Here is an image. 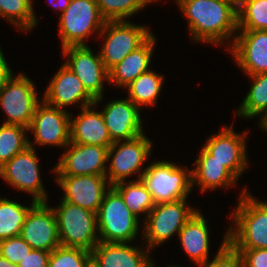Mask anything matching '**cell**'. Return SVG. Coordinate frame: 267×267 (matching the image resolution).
Returning <instances> with one entry per match:
<instances>
[{
    "instance_id": "8fae6325",
    "label": "cell",
    "mask_w": 267,
    "mask_h": 267,
    "mask_svg": "<svg viewBox=\"0 0 267 267\" xmlns=\"http://www.w3.org/2000/svg\"><path fill=\"white\" fill-rule=\"evenodd\" d=\"M62 55L66 59L64 64L80 79L86 92L95 100L96 107L104 99V81L109 82V71L99 52L94 54L88 45L68 46L62 48Z\"/></svg>"
},
{
    "instance_id": "d4e9b609",
    "label": "cell",
    "mask_w": 267,
    "mask_h": 267,
    "mask_svg": "<svg viewBox=\"0 0 267 267\" xmlns=\"http://www.w3.org/2000/svg\"><path fill=\"white\" fill-rule=\"evenodd\" d=\"M203 214L198 210L183 226L177 237L186 255L195 265L209 259V228Z\"/></svg>"
},
{
    "instance_id": "60d3db41",
    "label": "cell",
    "mask_w": 267,
    "mask_h": 267,
    "mask_svg": "<svg viewBox=\"0 0 267 267\" xmlns=\"http://www.w3.org/2000/svg\"><path fill=\"white\" fill-rule=\"evenodd\" d=\"M0 267H18V264H14L0 255Z\"/></svg>"
},
{
    "instance_id": "836d02e7",
    "label": "cell",
    "mask_w": 267,
    "mask_h": 267,
    "mask_svg": "<svg viewBox=\"0 0 267 267\" xmlns=\"http://www.w3.org/2000/svg\"><path fill=\"white\" fill-rule=\"evenodd\" d=\"M91 261V252L60 245L51 252L48 267H88Z\"/></svg>"
},
{
    "instance_id": "f35d334b",
    "label": "cell",
    "mask_w": 267,
    "mask_h": 267,
    "mask_svg": "<svg viewBox=\"0 0 267 267\" xmlns=\"http://www.w3.org/2000/svg\"><path fill=\"white\" fill-rule=\"evenodd\" d=\"M7 62L0 46V91L14 74Z\"/></svg>"
},
{
    "instance_id": "4fadbf2b",
    "label": "cell",
    "mask_w": 267,
    "mask_h": 267,
    "mask_svg": "<svg viewBox=\"0 0 267 267\" xmlns=\"http://www.w3.org/2000/svg\"><path fill=\"white\" fill-rule=\"evenodd\" d=\"M70 114L66 108H55L42 101L28 128L34 134V143L65 148L70 143Z\"/></svg>"
},
{
    "instance_id": "d6986e66",
    "label": "cell",
    "mask_w": 267,
    "mask_h": 267,
    "mask_svg": "<svg viewBox=\"0 0 267 267\" xmlns=\"http://www.w3.org/2000/svg\"><path fill=\"white\" fill-rule=\"evenodd\" d=\"M103 108L100 112L113 142L131 140L145 133L141 110L130 99L112 100Z\"/></svg>"
},
{
    "instance_id": "2e32d148",
    "label": "cell",
    "mask_w": 267,
    "mask_h": 267,
    "mask_svg": "<svg viewBox=\"0 0 267 267\" xmlns=\"http://www.w3.org/2000/svg\"><path fill=\"white\" fill-rule=\"evenodd\" d=\"M56 177L57 184L64 192L61 200L88 209L94 213L98 212L106 192L111 187L106 176L57 175Z\"/></svg>"
},
{
    "instance_id": "7bdbcfd3",
    "label": "cell",
    "mask_w": 267,
    "mask_h": 267,
    "mask_svg": "<svg viewBox=\"0 0 267 267\" xmlns=\"http://www.w3.org/2000/svg\"><path fill=\"white\" fill-rule=\"evenodd\" d=\"M51 1H53L52 3H51ZM57 0H50V3H48L49 5H51L52 7H54V2H56Z\"/></svg>"
},
{
    "instance_id": "ba28073f",
    "label": "cell",
    "mask_w": 267,
    "mask_h": 267,
    "mask_svg": "<svg viewBox=\"0 0 267 267\" xmlns=\"http://www.w3.org/2000/svg\"><path fill=\"white\" fill-rule=\"evenodd\" d=\"M148 28L145 25H136L129 20L105 22L102 31L98 34L105 38L99 54L108 71L153 35Z\"/></svg>"
},
{
    "instance_id": "7a4b0ae2",
    "label": "cell",
    "mask_w": 267,
    "mask_h": 267,
    "mask_svg": "<svg viewBox=\"0 0 267 267\" xmlns=\"http://www.w3.org/2000/svg\"><path fill=\"white\" fill-rule=\"evenodd\" d=\"M239 196L229 217L233 225L227 231L228 242L235 249L267 248V201L251 196L246 187Z\"/></svg>"
},
{
    "instance_id": "603a6c76",
    "label": "cell",
    "mask_w": 267,
    "mask_h": 267,
    "mask_svg": "<svg viewBox=\"0 0 267 267\" xmlns=\"http://www.w3.org/2000/svg\"><path fill=\"white\" fill-rule=\"evenodd\" d=\"M193 165L192 186H199L202 193L217 188L229 189L238 181L223 163L214 160L204 147L201 148L199 157Z\"/></svg>"
},
{
    "instance_id": "f6af8a7d",
    "label": "cell",
    "mask_w": 267,
    "mask_h": 267,
    "mask_svg": "<svg viewBox=\"0 0 267 267\" xmlns=\"http://www.w3.org/2000/svg\"><path fill=\"white\" fill-rule=\"evenodd\" d=\"M153 267H156V265H154ZM167 267H181V266H176V265H169V266H167Z\"/></svg>"
},
{
    "instance_id": "7402d4cb",
    "label": "cell",
    "mask_w": 267,
    "mask_h": 267,
    "mask_svg": "<svg viewBox=\"0 0 267 267\" xmlns=\"http://www.w3.org/2000/svg\"><path fill=\"white\" fill-rule=\"evenodd\" d=\"M94 106L93 103L81 108V113L75 116V119L70 114V142L109 148L113 141L103 115L100 111H95Z\"/></svg>"
},
{
    "instance_id": "277c9868",
    "label": "cell",
    "mask_w": 267,
    "mask_h": 267,
    "mask_svg": "<svg viewBox=\"0 0 267 267\" xmlns=\"http://www.w3.org/2000/svg\"><path fill=\"white\" fill-rule=\"evenodd\" d=\"M58 205L52 209L57 220L60 245L91 252L100 242L96 213L64 200Z\"/></svg>"
},
{
    "instance_id": "f1b7e54d",
    "label": "cell",
    "mask_w": 267,
    "mask_h": 267,
    "mask_svg": "<svg viewBox=\"0 0 267 267\" xmlns=\"http://www.w3.org/2000/svg\"><path fill=\"white\" fill-rule=\"evenodd\" d=\"M36 203L32 200L30 207H27L14 200L0 197V241L20 236L25 218Z\"/></svg>"
},
{
    "instance_id": "74e56055",
    "label": "cell",
    "mask_w": 267,
    "mask_h": 267,
    "mask_svg": "<svg viewBox=\"0 0 267 267\" xmlns=\"http://www.w3.org/2000/svg\"><path fill=\"white\" fill-rule=\"evenodd\" d=\"M51 252L32 249L19 263L18 267H48Z\"/></svg>"
},
{
    "instance_id": "5b68a950",
    "label": "cell",
    "mask_w": 267,
    "mask_h": 267,
    "mask_svg": "<svg viewBox=\"0 0 267 267\" xmlns=\"http://www.w3.org/2000/svg\"><path fill=\"white\" fill-rule=\"evenodd\" d=\"M141 181L155 204L185 199L193 189L192 170L165 160L149 164Z\"/></svg>"
},
{
    "instance_id": "ee69618b",
    "label": "cell",
    "mask_w": 267,
    "mask_h": 267,
    "mask_svg": "<svg viewBox=\"0 0 267 267\" xmlns=\"http://www.w3.org/2000/svg\"><path fill=\"white\" fill-rule=\"evenodd\" d=\"M88 267H98V266H96V265L91 261V263L89 264Z\"/></svg>"
},
{
    "instance_id": "8d00e7d4",
    "label": "cell",
    "mask_w": 267,
    "mask_h": 267,
    "mask_svg": "<svg viewBox=\"0 0 267 267\" xmlns=\"http://www.w3.org/2000/svg\"><path fill=\"white\" fill-rule=\"evenodd\" d=\"M236 250L241 255L243 267H267V248Z\"/></svg>"
},
{
    "instance_id": "7c38bea8",
    "label": "cell",
    "mask_w": 267,
    "mask_h": 267,
    "mask_svg": "<svg viewBox=\"0 0 267 267\" xmlns=\"http://www.w3.org/2000/svg\"><path fill=\"white\" fill-rule=\"evenodd\" d=\"M32 143L29 140L25 150L0 167V177L18 191L32 195V200L47 202L48 194L40 177L38 155Z\"/></svg>"
},
{
    "instance_id": "30bf717a",
    "label": "cell",
    "mask_w": 267,
    "mask_h": 267,
    "mask_svg": "<svg viewBox=\"0 0 267 267\" xmlns=\"http://www.w3.org/2000/svg\"><path fill=\"white\" fill-rule=\"evenodd\" d=\"M33 81L22 72L13 75L0 91V106L6 113V124L21 125L29 128L36 107L43 101Z\"/></svg>"
},
{
    "instance_id": "e575fe53",
    "label": "cell",
    "mask_w": 267,
    "mask_h": 267,
    "mask_svg": "<svg viewBox=\"0 0 267 267\" xmlns=\"http://www.w3.org/2000/svg\"><path fill=\"white\" fill-rule=\"evenodd\" d=\"M198 267H243L240 253L228 242V232H225L223 242L212 261L207 260Z\"/></svg>"
},
{
    "instance_id": "484cf974",
    "label": "cell",
    "mask_w": 267,
    "mask_h": 267,
    "mask_svg": "<svg viewBox=\"0 0 267 267\" xmlns=\"http://www.w3.org/2000/svg\"><path fill=\"white\" fill-rule=\"evenodd\" d=\"M164 76L156 73L155 70H149L139 75L126 89L128 99H130L140 109L142 107H151L157 103L163 87Z\"/></svg>"
},
{
    "instance_id": "d6a6232c",
    "label": "cell",
    "mask_w": 267,
    "mask_h": 267,
    "mask_svg": "<svg viewBox=\"0 0 267 267\" xmlns=\"http://www.w3.org/2000/svg\"><path fill=\"white\" fill-rule=\"evenodd\" d=\"M106 21L128 20L147 5L159 0H96Z\"/></svg>"
},
{
    "instance_id": "cb8c5ba5",
    "label": "cell",
    "mask_w": 267,
    "mask_h": 267,
    "mask_svg": "<svg viewBox=\"0 0 267 267\" xmlns=\"http://www.w3.org/2000/svg\"><path fill=\"white\" fill-rule=\"evenodd\" d=\"M155 45L156 38L152 35L141 47L130 52L109 70V83L126 88L139 75L149 71Z\"/></svg>"
},
{
    "instance_id": "ab89813d",
    "label": "cell",
    "mask_w": 267,
    "mask_h": 267,
    "mask_svg": "<svg viewBox=\"0 0 267 267\" xmlns=\"http://www.w3.org/2000/svg\"><path fill=\"white\" fill-rule=\"evenodd\" d=\"M71 0H57L54 3V7L53 8H57V10L59 9L61 11V14L66 10V8L69 6Z\"/></svg>"
},
{
    "instance_id": "5bb4252c",
    "label": "cell",
    "mask_w": 267,
    "mask_h": 267,
    "mask_svg": "<svg viewBox=\"0 0 267 267\" xmlns=\"http://www.w3.org/2000/svg\"><path fill=\"white\" fill-rule=\"evenodd\" d=\"M65 148L63 156L53 168L55 176H106L107 147L70 142Z\"/></svg>"
},
{
    "instance_id": "ac0fdd59",
    "label": "cell",
    "mask_w": 267,
    "mask_h": 267,
    "mask_svg": "<svg viewBox=\"0 0 267 267\" xmlns=\"http://www.w3.org/2000/svg\"><path fill=\"white\" fill-rule=\"evenodd\" d=\"M229 49L247 75L267 73V30H238Z\"/></svg>"
},
{
    "instance_id": "4316f807",
    "label": "cell",
    "mask_w": 267,
    "mask_h": 267,
    "mask_svg": "<svg viewBox=\"0 0 267 267\" xmlns=\"http://www.w3.org/2000/svg\"><path fill=\"white\" fill-rule=\"evenodd\" d=\"M252 85L237 109V116L261 121L267 115V73L248 75Z\"/></svg>"
},
{
    "instance_id": "b9f144b4",
    "label": "cell",
    "mask_w": 267,
    "mask_h": 267,
    "mask_svg": "<svg viewBox=\"0 0 267 267\" xmlns=\"http://www.w3.org/2000/svg\"><path fill=\"white\" fill-rule=\"evenodd\" d=\"M258 125L259 128H262V130H265V132L267 131V115H265L264 118L259 121Z\"/></svg>"
},
{
    "instance_id": "44dd1931",
    "label": "cell",
    "mask_w": 267,
    "mask_h": 267,
    "mask_svg": "<svg viewBox=\"0 0 267 267\" xmlns=\"http://www.w3.org/2000/svg\"><path fill=\"white\" fill-rule=\"evenodd\" d=\"M129 244L131 243L100 241L91 251L92 262L98 267H153L155 265L150 258L151 250Z\"/></svg>"
},
{
    "instance_id": "52a82bcc",
    "label": "cell",
    "mask_w": 267,
    "mask_h": 267,
    "mask_svg": "<svg viewBox=\"0 0 267 267\" xmlns=\"http://www.w3.org/2000/svg\"><path fill=\"white\" fill-rule=\"evenodd\" d=\"M105 22L96 0H71L59 16L61 48L88 45L85 38L100 33Z\"/></svg>"
},
{
    "instance_id": "f546056e",
    "label": "cell",
    "mask_w": 267,
    "mask_h": 267,
    "mask_svg": "<svg viewBox=\"0 0 267 267\" xmlns=\"http://www.w3.org/2000/svg\"><path fill=\"white\" fill-rule=\"evenodd\" d=\"M33 6V0H0V18L28 33L38 24Z\"/></svg>"
},
{
    "instance_id": "d590c367",
    "label": "cell",
    "mask_w": 267,
    "mask_h": 267,
    "mask_svg": "<svg viewBox=\"0 0 267 267\" xmlns=\"http://www.w3.org/2000/svg\"><path fill=\"white\" fill-rule=\"evenodd\" d=\"M32 248L21 237H11L0 241V255L14 264H18Z\"/></svg>"
},
{
    "instance_id": "1f68e13d",
    "label": "cell",
    "mask_w": 267,
    "mask_h": 267,
    "mask_svg": "<svg viewBox=\"0 0 267 267\" xmlns=\"http://www.w3.org/2000/svg\"><path fill=\"white\" fill-rule=\"evenodd\" d=\"M238 30H267V0H237Z\"/></svg>"
},
{
    "instance_id": "9c48e42d",
    "label": "cell",
    "mask_w": 267,
    "mask_h": 267,
    "mask_svg": "<svg viewBox=\"0 0 267 267\" xmlns=\"http://www.w3.org/2000/svg\"><path fill=\"white\" fill-rule=\"evenodd\" d=\"M152 142L145 134H141L131 140L113 142L108 148L106 177L111 186L126 181L129 176L137 175L141 179L143 165L152 155Z\"/></svg>"
},
{
    "instance_id": "3957f363",
    "label": "cell",
    "mask_w": 267,
    "mask_h": 267,
    "mask_svg": "<svg viewBox=\"0 0 267 267\" xmlns=\"http://www.w3.org/2000/svg\"><path fill=\"white\" fill-rule=\"evenodd\" d=\"M99 240L105 243H130L140 234V219L126 206L120 193L111 186L96 213ZM139 233V234H138Z\"/></svg>"
},
{
    "instance_id": "6da1fadb",
    "label": "cell",
    "mask_w": 267,
    "mask_h": 267,
    "mask_svg": "<svg viewBox=\"0 0 267 267\" xmlns=\"http://www.w3.org/2000/svg\"><path fill=\"white\" fill-rule=\"evenodd\" d=\"M175 1L187 19L193 41L214 45L227 42V48L231 47L238 31L237 0Z\"/></svg>"
},
{
    "instance_id": "8992f818",
    "label": "cell",
    "mask_w": 267,
    "mask_h": 267,
    "mask_svg": "<svg viewBox=\"0 0 267 267\" xmlns=\"http://www.w3.org/2000/svg\"><path fill=\"white\" fill-rule=\"evenodd\" d=\"M193 208L187 205V198L155 204L144 222L141 221L144 223V235H141L147 243L145 246L152 252L173 235H178L185 223L198 211Z\"/></svg>"
},
{
    "instance_id": "9a60e30c",
    "label": "cell",
    "mask_w": 267,
    "mask_h": 267,
    "mask_svg": "<svg viewBox=\"0 0 267 267\" xmlns=\"http://www.w3.org/2000/svg\"><path fill=\"white\" fill-rule=\"evenodd\" d=\"M249 132L236 133L233 124L223 126L221 131L207 138L204 148L214 160L223 165L239 180V177L249 166L247 159L246 138Z\"/></svg>"
},
{
    "instance_id": "4dcf8cb0",
    "label": "cell",
    "mask_w": 267,
    "mask_h": 267,
    "mask_svg": "<svg viewBox=\"0 0 267 267\" xmlns=\"http://www.w3.org/2000/svg\"><path fill=\"white\" fill-rule=\"evenodd\" d=\"M28 128L3 123L0 127V167L29 146Z\"/></svg>"
},
{
    "instance_id": "83f0119b",
    "label": "cell",
    "mask_w": 267,
    "mask_h": 267,
    "mask_svg": "<svg viewBox=\"0 0 267 267\" xmlns=\"http://www.w3.org/2000/svg\"><path fill=\"white\" fill-rule=\"evenodd\" d=\"M113 187L120 193L128 209L138 218L143 214L145 215L143 220H145L148 213L155 206L151 193L147 190L141 179L123 181L115 184Z\"/></svg>"
},
{
    "instance_id": "e0dca14e",
    "label": "cell",
    "mask_w": 267,
    "mask_h": 267,
    "mask_svg": "<svg viewBox=\"0 0 267 267\" xmlns=\"http://www.w3.org/2000/svg\"><path fill=\"white\" fill-rule=\"evenodd\" d=\"M20 236L35 250L52 252L60 246L56 216L47 202H37L29 210Z\"/></svg>"
},
{
    "instance_id": "ffe728a7",
    "label": "cell",
    "mask_w": 267,
    "mask_h": 267,
    "mask_svg": "<svg viewBox=\"0 0 267 267\" xmlns=\"http://www.w3.org/2000/svg\"><path fill=\"white\" fill-rule=\"evenodd\" d=\"M42 100L55 108L64 109L69 105L80 104V109L91 105L95 100L86 92L80 79L65 64L54 74ZM81 101V102H80Z\"/></svg>"
}]
</instances>
